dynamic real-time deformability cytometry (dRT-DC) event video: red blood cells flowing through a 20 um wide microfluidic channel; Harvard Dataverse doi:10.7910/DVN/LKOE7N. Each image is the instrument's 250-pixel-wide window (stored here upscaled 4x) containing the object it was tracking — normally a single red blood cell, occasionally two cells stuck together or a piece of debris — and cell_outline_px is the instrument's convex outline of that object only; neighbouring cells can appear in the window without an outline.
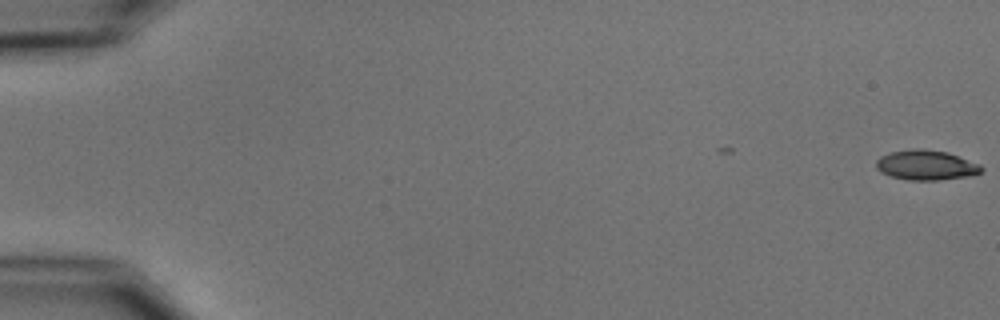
{"species": "common noctule bat (a hibernating species)", "species_latin": "Nyctalus noctula", "temperature_condition": "cold", "stored_images_in_passage": 4, "camera_frame_rate_fps": 3000, "um_per_image_px": 0.085, "animal": {"sex": "male", "body_mass_g": 15.6}, "frame": {"image": 1, "passage_image": 1, "time_ms": 0.0, "image_size_px": [1000, 320], "cell_outline_px": [[984, 168], [980, 172], [972, 176], [940, 180], [908, 180], [892, 176], [880, 172], [876, 168], [876, 160], [880, 156], [892, 152], [912, 148], [924, 148], [948, 152], [980, 164]], "centroid_in_image_um": [78.73, 14.03], "position_along_channel_um": 6.3, "area_um2": 18.55}}